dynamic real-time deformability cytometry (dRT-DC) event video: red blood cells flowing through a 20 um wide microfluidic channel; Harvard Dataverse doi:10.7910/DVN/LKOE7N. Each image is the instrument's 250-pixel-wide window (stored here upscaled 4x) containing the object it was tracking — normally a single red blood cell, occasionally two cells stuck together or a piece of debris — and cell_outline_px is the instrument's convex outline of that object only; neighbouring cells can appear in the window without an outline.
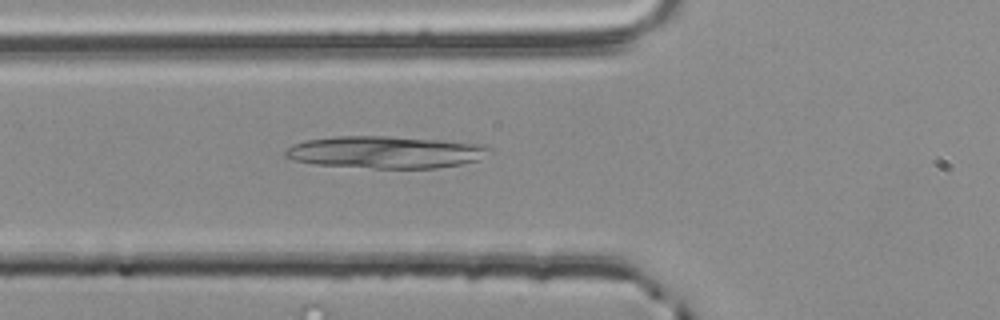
{"species": "common noctule bat (a hibernating species)", "species_latin": "Nyctalus noctula", "temperature_condition": "room temperature", "stored_images_in_passage": 35, "camera_frame_rate_fps": 3000, "um_per_image_px": 0.085, "animal": {"sex": "male", "body_mass_g": 20.4}, "frame": {"image": 1, "passage_image": 3, "time_ms": 0.667, "image_size_px": [1000, 320], "cell_outline_px": [[492, 148], [476, 160], [460, 164], [436, 168], [372, 168], [316, 164], [296, 160], [284, 156], [284, 152], [288, 148], [304, 140], [336, 136], [388, 136], [440, 140], [484, 144]], "centroid_in_image_um": [32.75, 12.93], "position_along_channel_um": 93.1, "area_um2": 37.86}}
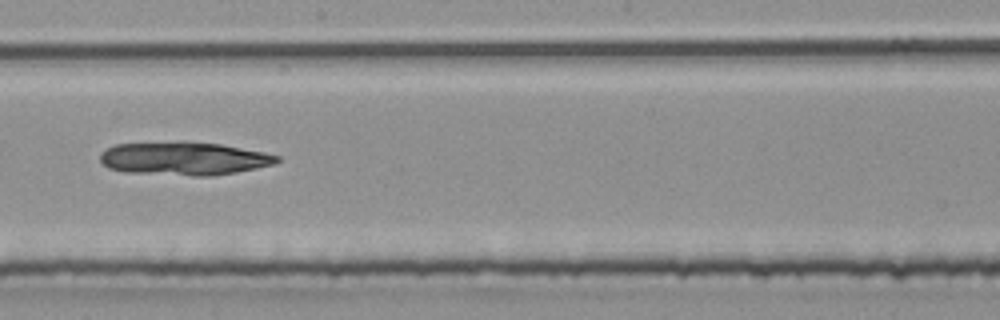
{"frame": {"image": 2, "passage_image": 14, "time_ms": 4.333, "image_size_px": [1000, 320], "cell_outline_px": [[280, 160], [272, 164], [256, 168], [236, 172], [208, 176], [192, 176], [128, 172], [108, 168], [100, 160], [100, 152], [104, 148], [112, 144], [176, 140], [184, 140], [220, 144], [264, 152], [280, 156]], "centroid_in_image_um": [15.57, 13.44], "position_along_channel_um": 232.6, "area_um2": 34.85}}
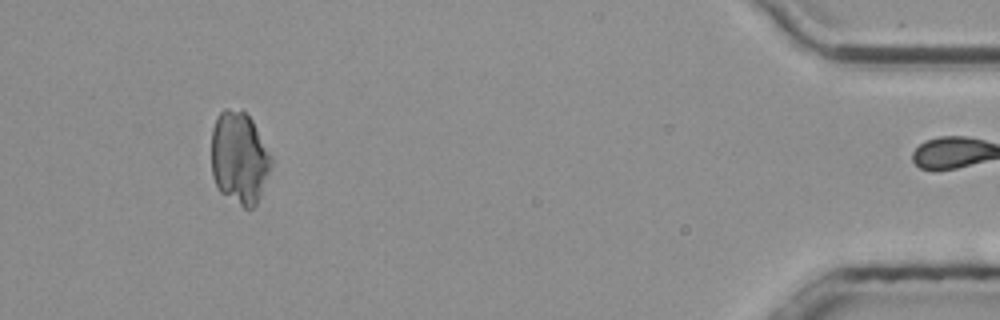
{"frame": {"image": 3, "passage_image": 34, "time_ms": 11.0, "image_size_px": [1000, 320], "cell_outline_px": [[272, 164], [256, 204], [252, 208], [244, 208], [220, 192], [212, 176], [212, 128], [216, 116], [224, 108], [244, 108], [252, 120], [272, 156]], "centroid_in_image_um": [20.33, 13.36], "position_along_channel_um": 414.9, "area_um2": 32.43}}